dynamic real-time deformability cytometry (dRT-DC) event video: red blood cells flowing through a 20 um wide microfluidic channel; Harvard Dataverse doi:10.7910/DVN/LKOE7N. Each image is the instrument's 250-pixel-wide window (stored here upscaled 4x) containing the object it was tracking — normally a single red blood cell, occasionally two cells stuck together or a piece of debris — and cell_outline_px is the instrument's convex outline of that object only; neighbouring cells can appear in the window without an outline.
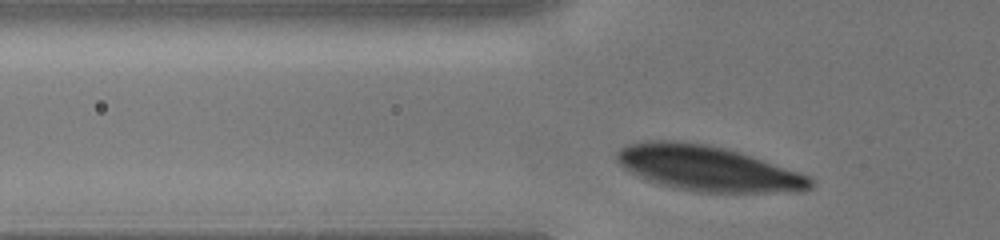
{"species": "human", "species_latin": "Homo sapiens", "temperature_condition": "cold", "stored_images_in_passage": 26, "camera_frame_rate_fps": 3000, "um_per_image_px": 0.085, "donor": {"sex": "male"}, "frame": {"image": 1, "passage_image": 3, "time_ms": 0.667, "image_size_px": [1000, 240], "cell_outline_px": [[812, 188], [800, 192], [696, 192], [676, 188], [660, 184], [648, 180], [628, 172], [616, 160], [616, 152], [620, 148], [628, 144], [648, 140], [664, 140], [704, 144], [724, 148], [740, 152], [812, 176]], "centroid_in_image_um": [60.17, 14.32], "position_along_channel_um": 65.6, "area_um2": 51.04}}
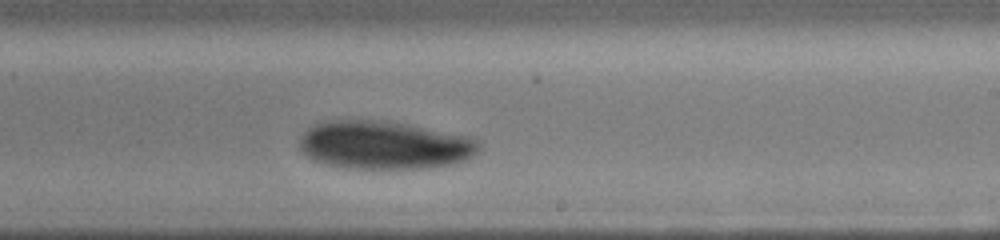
{"frame": {"image": 2, "passage_image": 16, "time_ms": 5.0, "image_size_px": [1000, 240], "cell_outline_px": [[480, 148], [468, 160], [452, 164], [428, 168], [348, 168], [324, 164], [312, 160], [300, 148], [300, 136], [308, 128], [316, 124], [328, 120], [388, 120], [476, 136], [480, 140]], "centroid_in_image_um": [32.74, 12.31], "position_along_channel_um": 256.3, "area_um2": 51.27}}
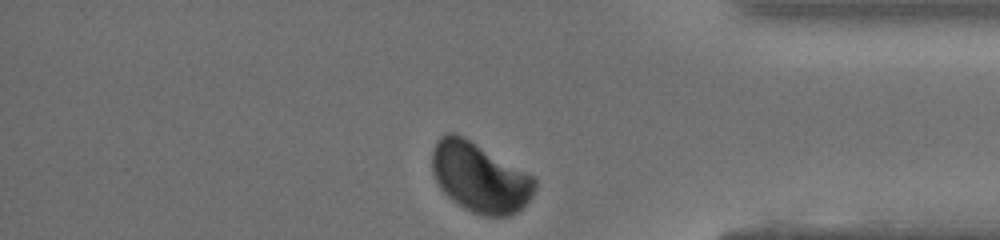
{"frame": {"image": 3, "passage_image": 26, "time_ms": 8.333, "image_size_px": [1000, 240], "cell_outline_px": [[536, 188], [532, 196], [516, 212], [508, 216], [484, 216], [472, 212], [464, 208], [452, 200], [440, 188], [432, 172], [432, 152], [436, 140], [440, 136], [448, 132], [452, 132], [464, 136], [532, 176], [536, 180]], "centroid_in_image_um": [40.74, 15.08], "position_along_channel_um": 394.5, "area_um2": 41.38}}